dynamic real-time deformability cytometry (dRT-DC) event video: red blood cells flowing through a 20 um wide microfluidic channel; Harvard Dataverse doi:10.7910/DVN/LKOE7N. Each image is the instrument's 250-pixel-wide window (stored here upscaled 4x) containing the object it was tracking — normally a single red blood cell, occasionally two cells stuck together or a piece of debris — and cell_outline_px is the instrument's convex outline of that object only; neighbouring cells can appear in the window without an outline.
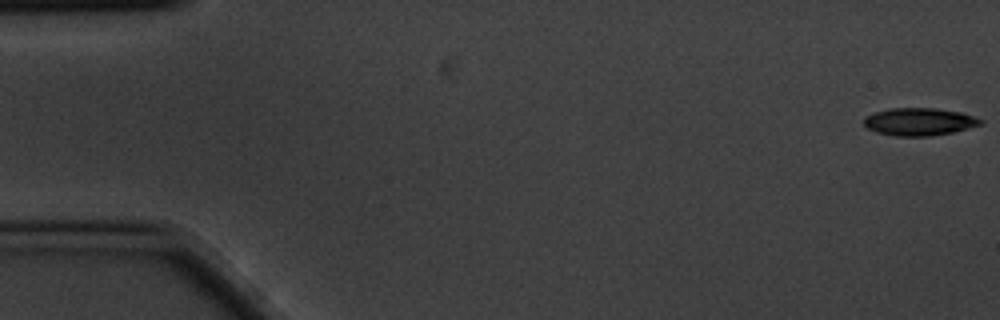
{"species": "common noctule bat (a hibernating species)", "species_latin": "Nyctalus noctula", "temperature_condition": "cold", "stored_images_in_passage": 8, "camera_frame_rate_fps": 3000, "um_per_image_px": 0.085, "animal": {"sex": "male", "body_mass_g": 20.1, "forearm_length_mm": 53.5}, "frame": {"image": 1, "passage_image": 1, "time_ms": 0.0, "image_size_px": [1000, 320], "cell_outline_px": [[984, 124], [952, 132], [932, 136], [896, 136], [876, 132], [868, 128], [864, 124], [864, 116], [888, 108], [936, 108], [960, 112], [984, 120]], "centroid_in_image_um": [78.14, 10.34], "position_along_channel_um": 6.9, "area_um2": 18.79}}
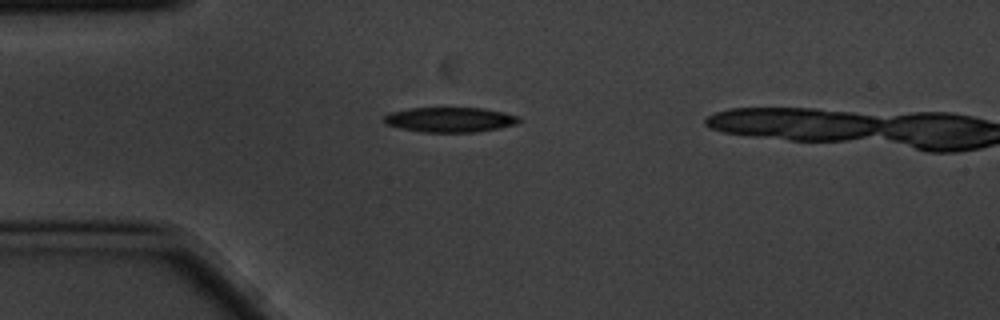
{"frame": {"image": 2, "passage_image": 5, "time_ms": 1.333, "image_size_px": [1000, 320], "cell_outline_px": [[520, 120], [516, 124], [500, 128], [476, 132], [424, 132], [400, 128], [384, 124], [384, 116], [392, 112], [408, 108], [484, 108], [504, 112], [520, 116]], "centroid_in_image_um": [38.27, 10.17], "position_along_channel_um": 46.7, "area_um2": 19.65}}